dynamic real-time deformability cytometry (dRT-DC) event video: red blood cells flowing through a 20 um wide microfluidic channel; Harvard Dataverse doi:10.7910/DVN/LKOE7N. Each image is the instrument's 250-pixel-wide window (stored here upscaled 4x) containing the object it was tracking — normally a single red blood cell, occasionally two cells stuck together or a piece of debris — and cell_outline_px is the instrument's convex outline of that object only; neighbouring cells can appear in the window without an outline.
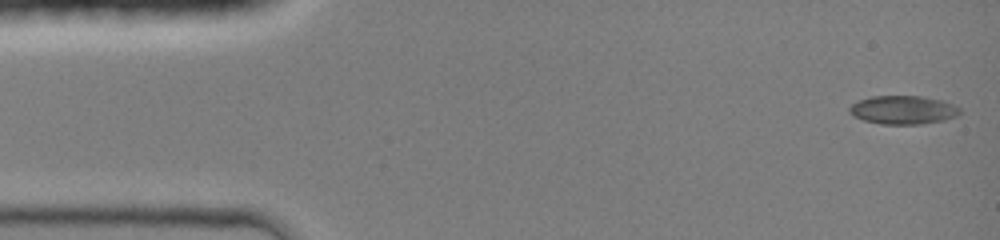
{"species": "common noctule bat (a hibernating species)", "species_latin": "Nyctalus noctula", "temperature_condition": "room temperature", "stored_images_in_passage": 44, "camera_frame_rate_fps": 3000, "um_per_image_px": 0.085, "animal": {"sex": "female", "body_mass_g": 19.0, "forearm_length_mm": 51.5}, "frame": {"image": 1, "passage_image": 1, "time_ms": 0.0, "image_size_px": [1000, 240], "cell_outline_px": [[960, 112], [956, 116], [944, 120], [920, 124], [880, 124], [864, 120], [848, 112], [848, 108], [852, 104], [860, 100], [872, 96], [924, 96], [940, 100], [952, 104], [960, 108]], "centroid_in_image_um": [76.76, 9.34], "position_along_channel_um": 8.2, "area_um2": 18.21}}
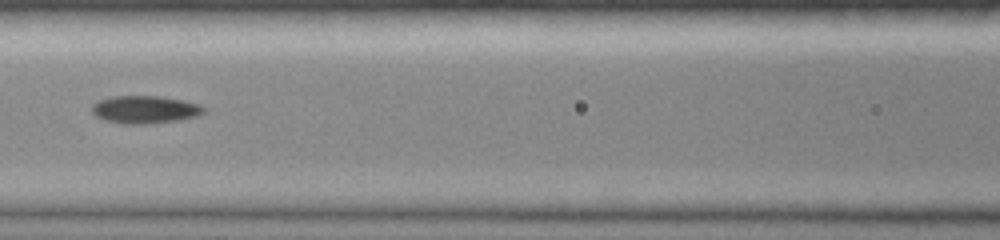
{"frame": {"image": 2, "passage_image": 19, "time_ms": 6.0, "image_size_px": [1000, 240], "cell_outline_px": [[204, 112], [196, 116], [180, 120], [152, 124], [124, 124], [104, 120], [96, 116], [92, 112], [92, 104], [100, 100], [112, 96], [160, 96], [184, 100], [200, 104], [204, 108]], "centroid_in_image_um": [12.32, 9.32], "position_along_channel_um": 154.3, "area_um2": 18.21}}
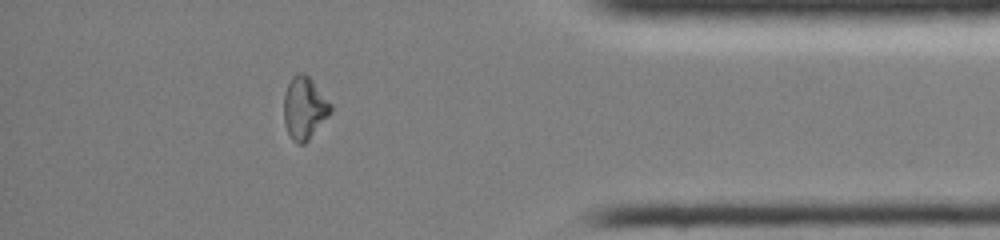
{"frame": {"image": 3, "passage_image": 38, "time_ms": 12.333, "image_size_px": [1000, 240], "cell_outline_px": [[332, 112], [308, 140], [304, 144], [296, 144], [292, 140], [288, 132], [284, 120], [284, 92], [292, 76], [296, 72], [304, 72], [312, 80], [332, 104]], "centroid_in_image_um": [25.87, 9.17], "position_along_channel_um": 409.3, "area_um2": 17.11}, "authors_computed_cell_mechanics": {"area_um2": 17.3111, "velocity_mm_per_s": 4.3318, "shape_relaxation_time_tau1_ms": 8.4935, "shape_relaxation_time_tau2_ms": null, "deformation_change_tau1": 0.1955, "deformation_change_tau2": null}}